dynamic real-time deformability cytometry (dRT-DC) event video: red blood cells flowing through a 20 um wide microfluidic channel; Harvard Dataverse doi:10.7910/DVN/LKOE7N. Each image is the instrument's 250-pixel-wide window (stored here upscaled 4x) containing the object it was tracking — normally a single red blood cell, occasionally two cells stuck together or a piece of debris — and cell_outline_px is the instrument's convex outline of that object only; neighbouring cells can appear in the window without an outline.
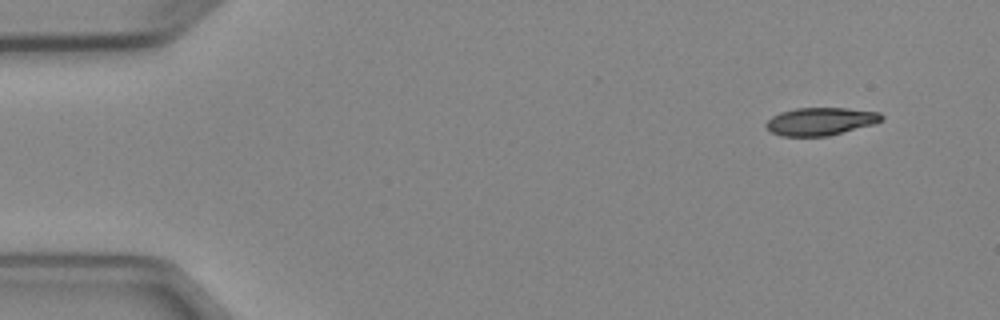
{"species": "Egyptian fruit bat (a non-hibernating species)", "species_latin": "Rousettus aegyptiacus", "temperature_condition": "cold", "stored_images_in_passage": 3, "camera_frame_rate_fps": 3000, "um_per_image_px": 0.085, "animal": {"sex": "female"}, "frame": {"image": 1, "passage_image": 1, "time_ms": 0.0, "image_size_px": [1000, 320], "cell_outline_px": [[884, 120], [872, 124], [828, 136], [780, 136], [772, 132], [764, 124], [772, 116], [780, 112], [796, 108], [848, 108], [880, 112], [884, 116]], "centroid_in_image_um": [69.75, 10.31], "position_along_channel_um": 15.3, "area_um2": 18.67}}
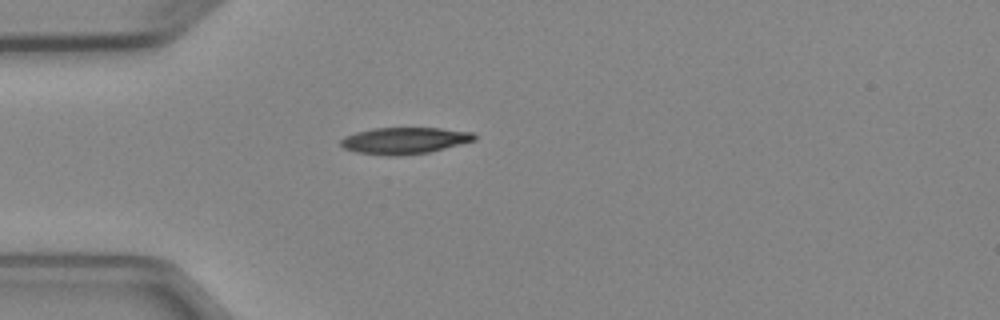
{"frame": {"image": 2, "passage_image": 3, "time_ms": 3.333, "image_size_px": [1000, 320], "cell_outline_px": [[476, 140], [428, 152], [400, 156], [388, 156], [356, 152], [344, 148], [340, 144], [340, 140], [344, 136], [356, 132], [376, 128], [440, 128], [472, 132], [476, 136]], "centroid_in_image_um": [34.36, 11.95], "position_along_channel_um": 50.6, "area_um2": 20.63}}